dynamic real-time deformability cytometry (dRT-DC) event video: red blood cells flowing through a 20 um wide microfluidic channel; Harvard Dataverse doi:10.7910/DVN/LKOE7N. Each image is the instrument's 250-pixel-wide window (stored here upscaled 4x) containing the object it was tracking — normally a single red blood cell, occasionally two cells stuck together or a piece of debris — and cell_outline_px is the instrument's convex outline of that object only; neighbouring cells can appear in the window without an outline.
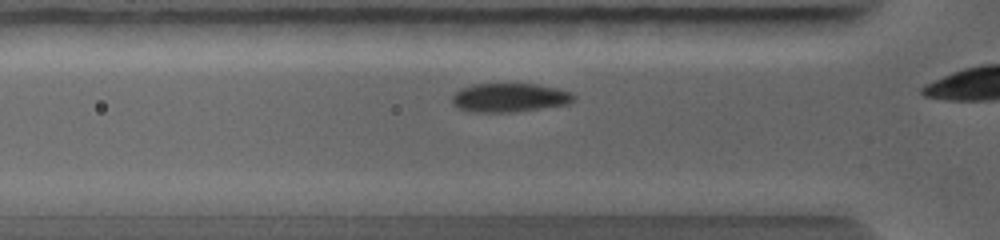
{"species": "common noctule bat (a hibernating species)", "species_latin": "Nyctalus noctula", "temperature_condition": "warm", "stored_images_in_passage": 11, "camera_frame_rate_fps": 5000, "um_per_image_px": 0.085, "animal": {"sex": "female", "body_mass_g": 19.0, "forearm_length_mm": 56.7}, "frame": {"image": 1, "passage_image": 4, "time_ms": 1.2, "image_size_px": [1000, 240], "cell_outline_px": [[576, 100], [568, 104], [516, 112], [476, 112], [456, 108], [452, 104], [452, 96], [460, 88], [472, 84], [536, 84], [556, 88], [572, 92], [576, 96]], "centroid_in_image_um": [43.32, 8.3], "position_along_channel_um": 82.5, "area_um2": 20.63}}
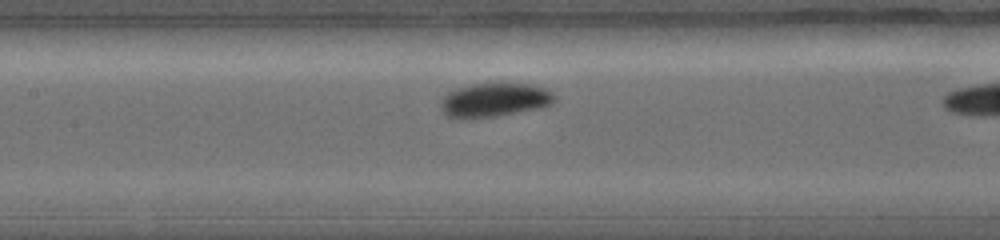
{"frame": {"image": 2, "passage_image": 7, "time_ms": 2.6, "image_size_px": [1000, 240], "cell_outline_px": [[556, 100], [552, 104], [544, 108], [472, 120], [460, 120], [448, 116], [440, 108], [440, 104], [444, 96], [448, 92], [472, 84], [528, 84], [544, 88], [552, 92], [556, 96]], "centroid_in_image_um": [42.04, 8.54], "position_along_channel_um": 165.4, "area_um2": 22.77}}
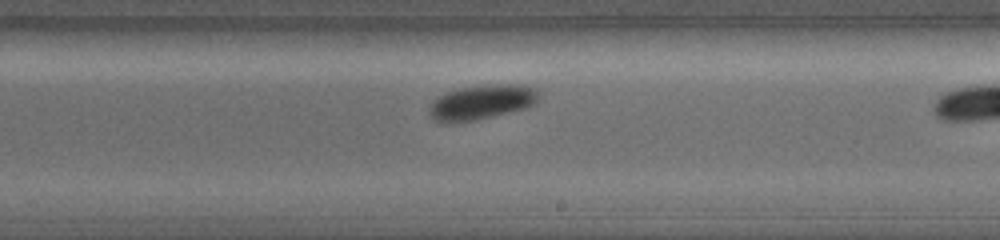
{"frame": {"image": 3, "passage_image": 10, "time_ms": 4.0, "image_size_px": [1000, 240], "cell_outline_px": [[540, 96], [532, 104], [524, 108], [476, 120], [448, 124], [432, 120], [428, 112], [428, 108], [440, 96], [448, 92], [460, 88], [496, 84], [524, 84], [536, 88], [540, 92]], "centroid_in_image_um": [40.93, 8.69], "position_along_channel_um": 248.1, "area_um2": 22.08}}